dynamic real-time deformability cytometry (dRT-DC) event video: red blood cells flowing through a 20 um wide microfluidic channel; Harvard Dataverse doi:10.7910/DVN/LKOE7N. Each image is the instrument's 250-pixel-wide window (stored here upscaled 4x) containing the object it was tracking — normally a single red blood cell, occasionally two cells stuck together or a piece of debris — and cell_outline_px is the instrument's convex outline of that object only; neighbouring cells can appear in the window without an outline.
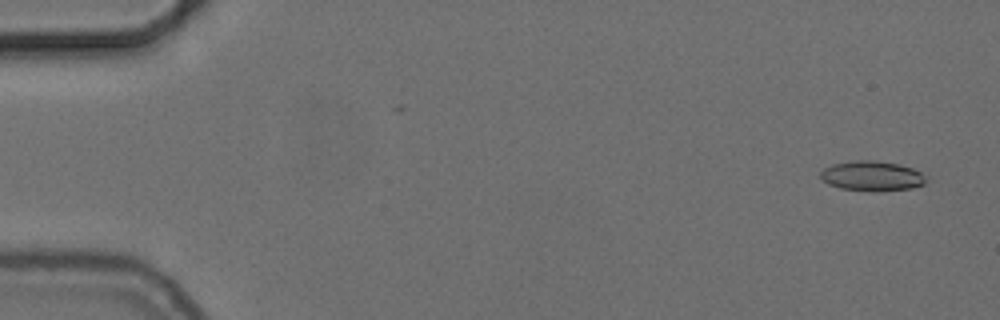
{"species": "common noctule bat (a hibernating species)", "species_latin": "Nyctalus noctula", "temperature_condition": "cold", "stored_images_in_passage": 14, "camera_frame_rate_fps": 3000, "um_per_image_px": 0.085, "animal": {"sex": "female", "body_mass_g": 24.6, "forearm_length_mm": 56.2}, "frame": {"image": 1, "passage_image": 3, "time_ms": 0.667, "image_size_px": [1000, 320], "cell_outline_px": [[928, 180], [924, 184], [912, 188], [876, 192], [872, 192], [840, 188], [828, 184], [820, 180], [820, 172], [824, 168], [832, 164], [856, 160], [872, 160], [900, 164], [912, 168], [928, 176]], "centroid_in_image_um": [74.12, 14.97], "position_along_channel_um": 10.9, "area_um2": 18.79}}